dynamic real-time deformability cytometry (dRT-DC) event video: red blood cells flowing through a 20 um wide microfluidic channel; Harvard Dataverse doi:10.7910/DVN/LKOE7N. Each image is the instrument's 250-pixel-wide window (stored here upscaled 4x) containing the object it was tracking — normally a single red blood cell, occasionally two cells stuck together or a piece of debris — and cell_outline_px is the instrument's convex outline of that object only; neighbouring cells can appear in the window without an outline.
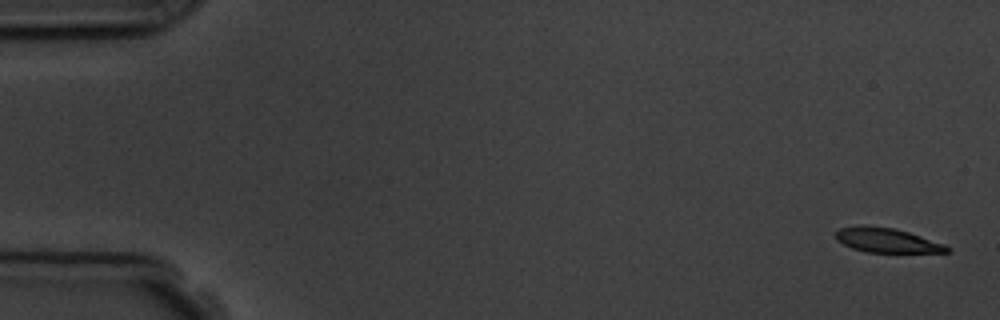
{"species": "common noctule bat (a hibernating species)", "species_latin": "Nyctalus noctula", "temperature_condition": "room temperature", "stored_images_in_passage": 6, "camera_frame_rate_fps": 3000, "um_per_image_px": 0.085, "animal": {"sex": "male", "body_mass_g": 19.5, "forearm_length_mm": 54.6}, "frame": {"image": 1, "passage_image": 1, "time_ms": 0.0, "image_size_px": [1000, 320], "cell_outline_px": [[952, 252], [868, 252], [852, 248], [836, 240], [836, 232], [840, 228], [860, 224], [864, 224], [896, 228], [944, 244], [952, 248]], "centroid_in_image_um": [75.37, 20.41], "position_along_channel_um": 9.6, "area_um2": 15.95}}
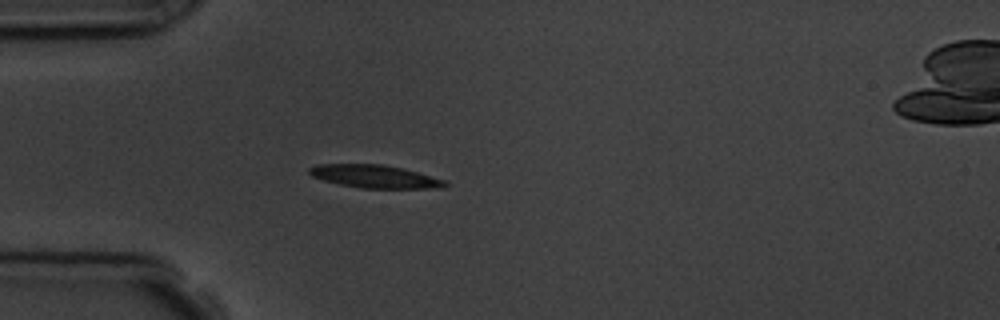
{"frame": {"image": 2, "passage_image": 5, "time_ms": 4.667, "image_size_px": [1000, 320], "cell_outline_px": [[448, 184], [444, 188], [360, 188], [340, 184], [324, 180], [312, 176], [308, 172], [308, 168], [316, 164], [384, 164], [404, 168], [444, 180]], "centroid_in_image_um": [31.85, 14.99], "position_along_channel_um": 53.2, "area_um2": 18.15}}